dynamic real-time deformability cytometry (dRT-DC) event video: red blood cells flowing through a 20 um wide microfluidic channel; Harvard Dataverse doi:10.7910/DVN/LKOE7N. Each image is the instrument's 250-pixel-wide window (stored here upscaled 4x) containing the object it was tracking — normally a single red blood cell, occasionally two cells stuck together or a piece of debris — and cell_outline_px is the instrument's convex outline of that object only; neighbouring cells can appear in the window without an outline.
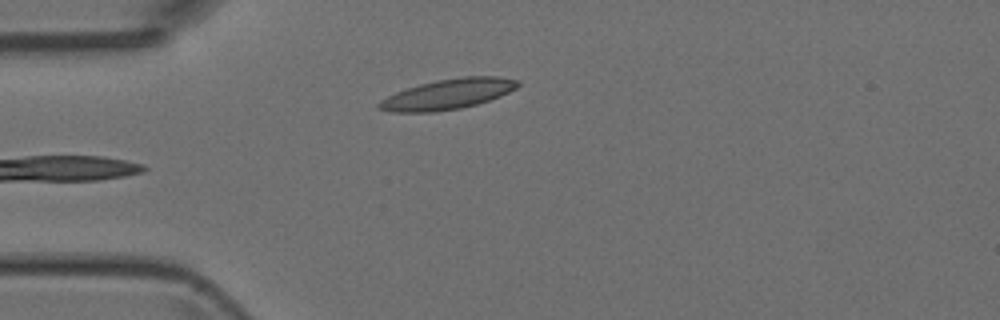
{"species": "Egyptian fruit bat (a non-hibernating species)", "species_latin": "Rousettus aegyptiacus", "temperature_condition": "room temperature", "stored_images_in_passage": 6, "camera_frame_rate_fps": 3000, "um_per_image_px": 0.085, "animal": {"sex": "female"}, "frame": {"image": 1, "passage_image": 3, "time_ms": 2.333, "image_size_px": [1000, 320], "cell_outline_px": [[520, 84], [516, 88], [500, 96], [476, 104], [460, 108], [432, 112], [392, 112], [376, 108], [376, 104], [380, 100], [396, 92], [420, 84], [436, 80], [460, 76], [500, 76], [520, 80]], "centroid_in_image_um": [38.07, 7.99], "position_along_channel_um": 46.9, "area_um2": 24.51}}
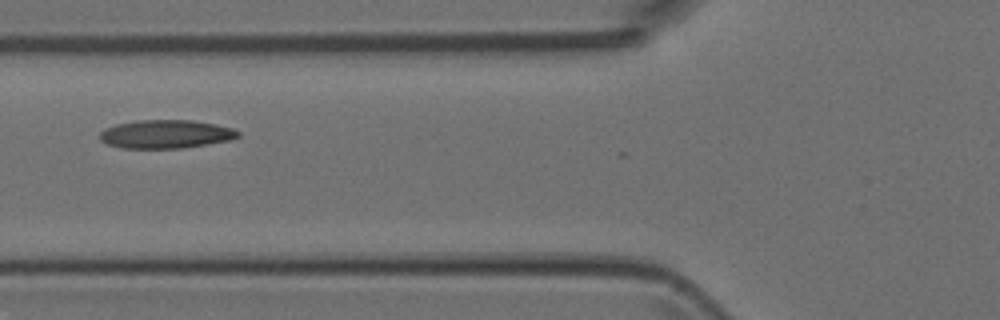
{"frame": {"image": 2, "passage_image": 5, "time_ms": 4.333, "image_size_px": [1000, 320], "cell_outline_px": [[240, 136], [232, 140], [180, 148], [120, 148], [108, 144], [100, 140], [100, 132], [104, 128], [116, 124], [136, 120], [192, 120], [232, 128], [240, 132]], "centroid_in_image_um": [14.07, 11.4], "position_along_channel_um": 111.7, "area_um2": 22.89}}